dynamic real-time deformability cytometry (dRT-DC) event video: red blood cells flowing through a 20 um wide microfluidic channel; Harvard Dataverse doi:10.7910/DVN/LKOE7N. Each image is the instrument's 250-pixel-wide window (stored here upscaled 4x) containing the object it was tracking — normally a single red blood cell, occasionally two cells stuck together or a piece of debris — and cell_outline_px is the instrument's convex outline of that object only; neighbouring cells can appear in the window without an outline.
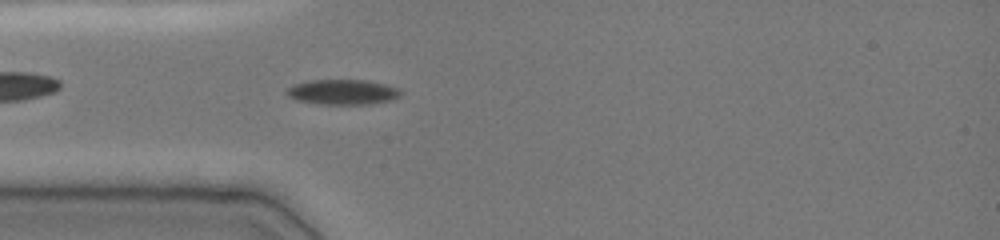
{"species": "common noctule bat (a hibernating species)", "species_latin": "Nyctalus noctula", "temperature_condition": "cold", "stored_images_in_passage": 9, "camera_frame_rate_fps": 3000, "um_per_image_px": 0.085, "animal": {"sex": "female", "body_mass_g": 19.0, "forearm_length_mm": 51.5}, "frame": {"image": 1, "passage_image": 7, "time_ms": 1.667, "image_size_px": [1000, 240], "cell_outline_px": [[404, 92], [400, 96], [392, 100], [372, 104], [320, 104], [296, 100], [288, 96], [284, 92], [292, 84], [308, 80], [368, 80], [400, 88]], "centroid_in_image_um": [29.14, 7.82], "position_along_channel_um": 55.9, "area_um2": 16.99}}